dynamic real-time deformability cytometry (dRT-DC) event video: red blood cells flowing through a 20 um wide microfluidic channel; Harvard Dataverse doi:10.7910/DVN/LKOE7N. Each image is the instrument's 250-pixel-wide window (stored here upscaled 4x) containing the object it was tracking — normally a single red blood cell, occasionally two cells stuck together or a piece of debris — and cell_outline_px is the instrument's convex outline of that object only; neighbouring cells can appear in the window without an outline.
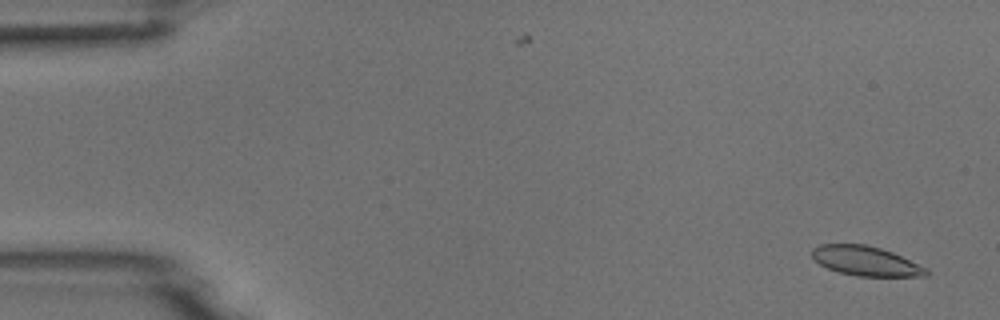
{"species": "common noctule bat (a hibernating species)", "species_latin": "Nyctalus noctula", "temperature_condition": "room temperature", "stored_images_in_passage": 55, "camera_frame_rate_fps": 3000, "um_per_image_px": 0.085, "animal": {"sex": "male", "body_mass_g": 18.8}, "frame": {"image": 1, "passage_image": 3, "time_ms": 0.667, "image_size_px": [1000, 320], "cell_outline_px": [[932, 272], [928, 276], [856, 276], [840, 272], [828, 268], [820, 264], [812, 256], [812, 248], [820, 244], [864, 244], [880, 248], [892, 252], [928, 268]], "centroid_in_image_um": [73.63, 22.19], "position_along_channel_um": 11.4, "area_um2": 19.65}}
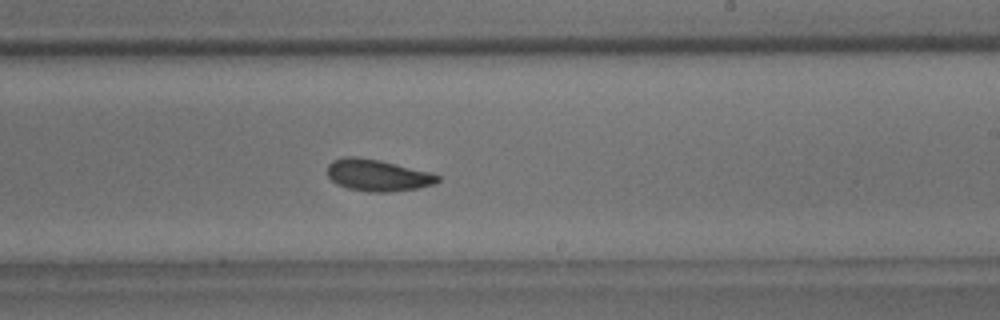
{"frame": {"image": 2, "passage_image": 33, "time_ms": 10.667, "image_size_px": [1000, 320], "cell_outline_px": [[440, 180], [436, 184], [416, 188], [388, 192], [368, 192], [348, 188], [336, 184], [328, 176], [328, 164], [332, 160], [344, 156], [356, 156], [380, 160], [432, 172], [440, 176]], "centroid_in_image_um": [32.1, 14.89], "position_along_channel_um": 256.9, "area_um2": 20.58}}
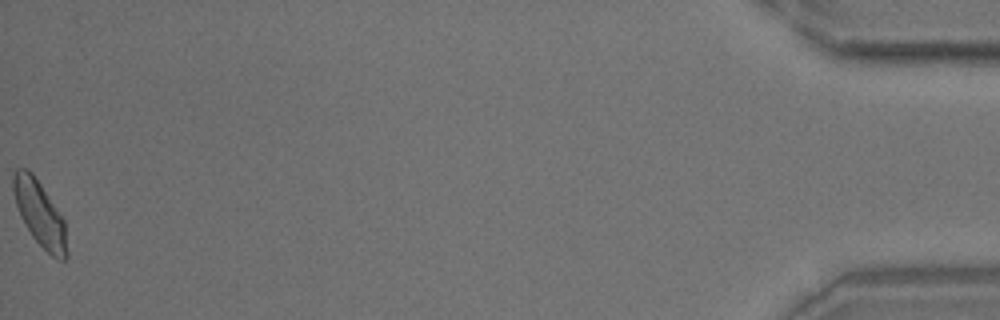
{"frame": {"image": 3, "passage_image": 55, "time_ms": 18.0, "image_size_px": [1000, 320], "cell_outline_px": [[68, 256], [64, 260], [56, 260], [32, 236], [24, 224], [20, 216], [16, 204], [12, 188], [12, 172], [16, 168], [28, 168], [32, 172], [64, 220], [68, 252]], "centroid_in_image_um": [3.36, 18.16], "position_along_channel_um": 431.8, "area_um2": 20.35}}